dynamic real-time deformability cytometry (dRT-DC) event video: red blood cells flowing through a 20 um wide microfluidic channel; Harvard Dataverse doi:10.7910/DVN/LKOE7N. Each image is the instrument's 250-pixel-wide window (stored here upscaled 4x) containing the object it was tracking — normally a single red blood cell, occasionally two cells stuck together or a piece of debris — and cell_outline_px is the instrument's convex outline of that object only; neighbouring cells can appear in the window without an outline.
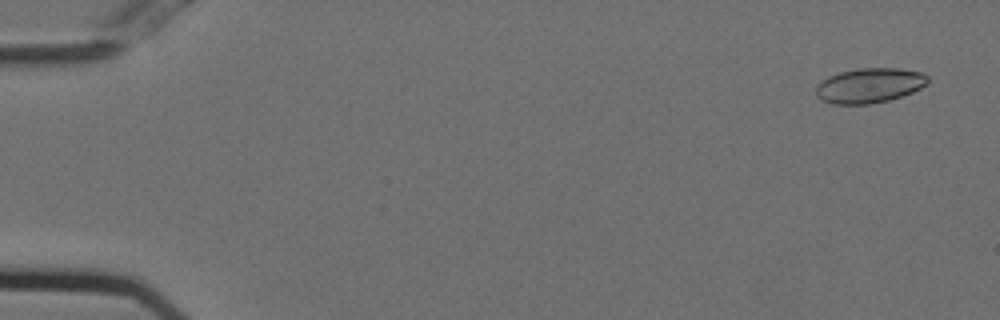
{"species": "Egyptian fruit bat (a non-hibernating species)", "species_latin": "Rousettus aegyptiacus", "temperature_condition": "cold", "stored_images_in_passage": 5, "camera_frame_rate_fps": 3000, "um_per_image_px": 0.085, "animal": {"sex": "female"}, "frame": {"image": 1, "passage_image": 3, "time_ms": 0.667, "image_size_px": [1000, 320], "cell_outline_px": [[928, 84], [912, 92], [888, 100], [868, 104], [832, 104], [820, 100], [816, 96], [816, 84], [828, 76], [840, 72], [856, 68], [900, 68], [920, 72], [928, 76]], "centroid_in_image_um": [73.87, 7.26], "position_along_channel_um": 11.1, "area_um2": 22.83}}